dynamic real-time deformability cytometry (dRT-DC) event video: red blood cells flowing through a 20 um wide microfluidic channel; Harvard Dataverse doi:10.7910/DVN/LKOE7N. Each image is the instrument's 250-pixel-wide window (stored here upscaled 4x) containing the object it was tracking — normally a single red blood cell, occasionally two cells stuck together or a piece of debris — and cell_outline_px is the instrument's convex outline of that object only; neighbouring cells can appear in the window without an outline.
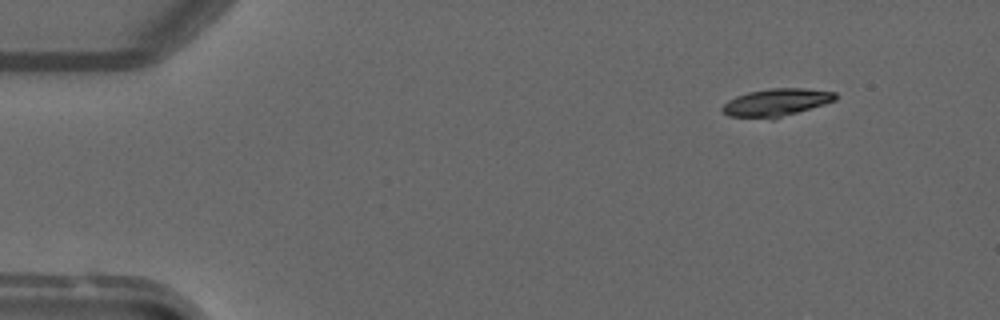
{"species": "common noctule bat (a hibernating species)", "species_latin": "Nyctalus noctula", "temperature_condition": "warm", "stored_images_in_passage": 4, "camera_frame_rate_fps": 3000, "um_per_image_px": 0.085, "animal": {"sex": "male", "forearm_length_mm": 52.5}, "frame": {"image": 1, "passage_image": 2, "time_ms": 1.333, "image_size_px": [1000, 320], "cell_outline_px": [[836, 100], [776, 120], [772, 120], [728, 116], [720, 108], [728, 100], [736, 96], [748, 92], [772, 88], [804, 88], [836, 92]], "centroid_in_image_um": [65.97, 8.73], "position_along_channel_um": 19.0, "area_um2": 18.55}}